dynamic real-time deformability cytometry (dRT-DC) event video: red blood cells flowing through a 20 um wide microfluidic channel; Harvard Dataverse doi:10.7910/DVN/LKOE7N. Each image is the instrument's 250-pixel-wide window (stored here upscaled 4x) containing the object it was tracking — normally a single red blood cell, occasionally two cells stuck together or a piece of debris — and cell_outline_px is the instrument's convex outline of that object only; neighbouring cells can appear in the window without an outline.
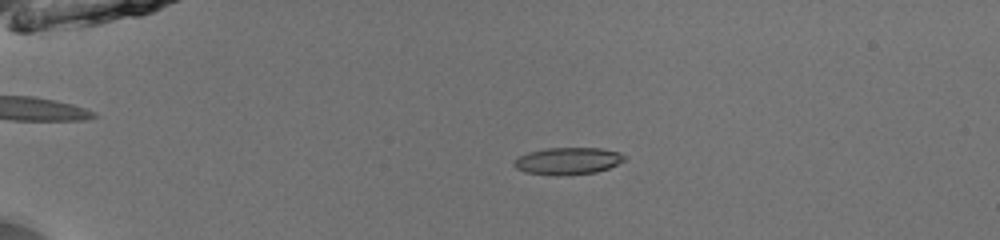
{"species": "common noctule bat (a hibernating species)", "species_latin": "Nyctalus noctula", "temperature_condition": "room temperature", "stored_images_in_passage": 41, "camera_frame_rate_fps": 3000, "um_per_image_px": 0.085, "animal": {"sex": "male", "body_mass_g": 13.0, "forearm_length_mm": 53.1}, "frame": {"image": 1, "passage_image": 2, "time_ms": 0.333, "image_size_px": [1000, 240], "cell_outline_px": [[628, 156], [624, 160], [608, 168], [596, 172], [560, 176], [556, 176], [524, 172], [516, 168], [512, 164], [512, 160], [528, 152], [544, 148], [600, 148], [620, 152]], "centroid_in_image_um": [48.24, 13.68], "position_along_channel_um": 36.8, "area_um2": 17.63}}
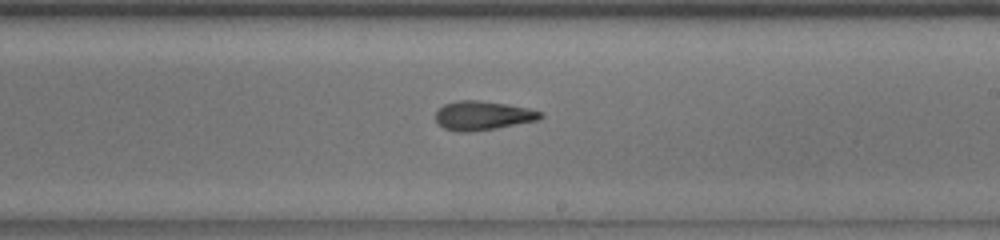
{"frame": {"image": 2, "passage_image": 22, "time_ms": 7.0, "image_size_px": [1000, 240], "cell_outline_px": [[544, 116], [540, 120], [496, 128], [468, 132], [456, 132], [444, 128], [436, 120], [436, 112], [444, 104], [456, 100], [480, 100], [508, 104], [528, 108], [544, 112]], "centroid_in_image_um": [41.07, 9.82], "position_along_channel_um": 247.9, "area_um2": 17.92}}
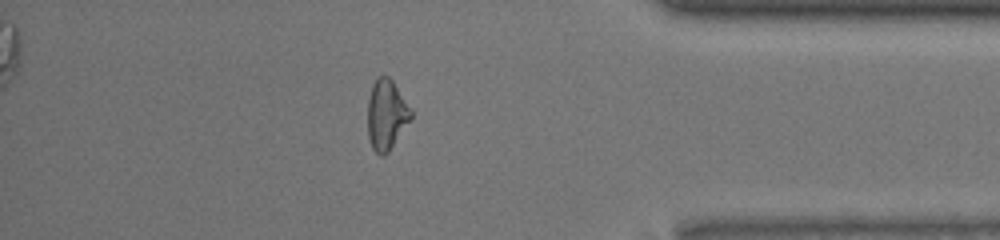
{"frame": {"image": 3, "passage_image": 35, "time_ms": 11.333, "image_size_px": [1000, 240], "cell_outline_px": [[412, 116], [388, 152], [384, 156], [380, 156], [372, 148], [368, 136], [368, 100], [372, 84], [376, 76], [388, 76], [392, 80], [412, 112]], "centroid_in_image_um": [32.81, 9.74], "position_along_channel_um": 402.4, "area_um2": 17.4}, "authors_computed_cell_mechanics": {"area_um2": 17.6868, "velocity_mm_per_s": 3.9925, "shape_relaxation_time_tau1_ms": 8.1553, "shape_relaxation_time_tau2_ms": 2.9353, "deformation_change_tau1": 0.2128, "deformation_change_tau2": 0.1218}}